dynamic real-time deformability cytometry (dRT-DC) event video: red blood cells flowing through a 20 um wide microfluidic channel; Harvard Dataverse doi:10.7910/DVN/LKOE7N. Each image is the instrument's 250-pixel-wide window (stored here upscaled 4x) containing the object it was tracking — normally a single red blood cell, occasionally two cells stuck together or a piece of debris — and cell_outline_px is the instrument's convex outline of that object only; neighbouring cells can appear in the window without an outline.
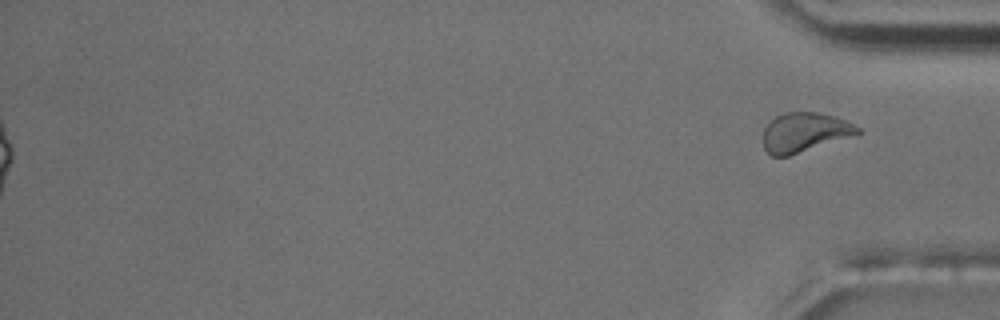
{"species": "common noctule bat (a hibernating species)", "species_latin": "Nyctalus noctula", "temperature_condition": "room temperature", "stored_images_in_passage": 52, "camera_frame_rate_fps": 3000, "um_per_image_px": 0.085, "animal": {"sex": "male", "body_mass_g": 17.5, "forearm_length_mm": 52.3}, "frame": {"image": 1, "passage_image": 52, "time_ms": 17.0, "image_size_px": [1000, 320], "cell_outline_px": [[864, 132], [788, 156], [772, 156], [764, 148], [764, 128], [776, 116], [784, 112], [820, 112], [844, 120], [860, 128]], "centroid_in_image_um": [68.39, 11.24], "position_along_channel_um": 366.8, "area_um2": 21.39}, "authors_computed_cell_mechanics": {"area_um2": 21.0103, "velocity_mm_per_s": 3.7337, "shape_relaxation_time_tau1_ms": 9.1011, "shape_relaxation_time_tau2_ms": 1.7803, "deformation_change_tau1": 0.186, "deformation_change_tau2": 0.0965}}